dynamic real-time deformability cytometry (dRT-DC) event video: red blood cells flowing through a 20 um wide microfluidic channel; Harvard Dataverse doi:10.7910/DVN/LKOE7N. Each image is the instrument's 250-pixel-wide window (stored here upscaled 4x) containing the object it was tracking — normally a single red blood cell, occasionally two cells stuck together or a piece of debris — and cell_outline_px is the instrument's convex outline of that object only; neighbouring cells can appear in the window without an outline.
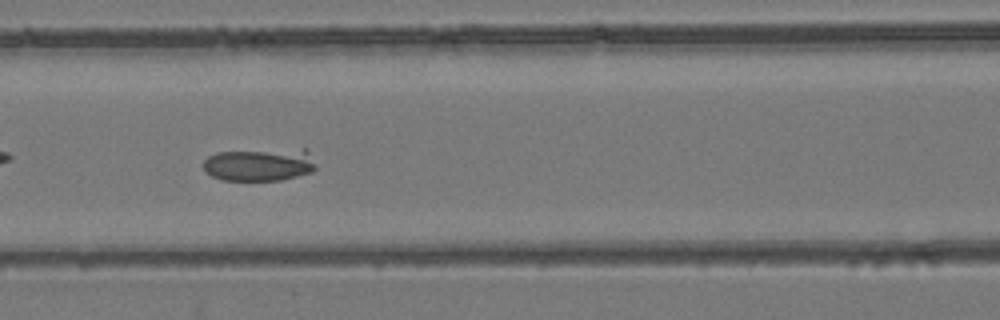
{"species": "common noctule bat (a hibernating species)", "species_latin": "Nyctalus noctula", "temperature_condition": "room temperature", "stored_images_in_passage": 56, "camera_frame_rate_fps": 3000, "um_per_image_px": 0.085, "animal": {"sex": "female", "body_mass_g": 24.6, "forearm_length_mm": 56.2}, "frame": {"image": 1, "passage_image": 25, "time_ms": 8.0, "image_size_px": [1000, 320], "cell_outline_px": [[316, 168], [312, 172], [280, 180], [220, 180], [212, 176], [204, 168], [204, 160], [208, 156], [216, 152], [304, 148], [308, 148], [316, 164]], "centroid_in_image_um": [22.11, 13.97], "position_along_channel_um": 144.5, "area_um2": 21.73}}
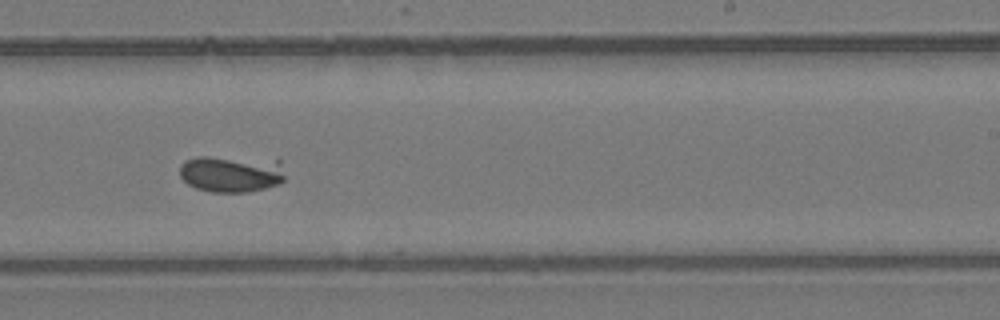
{"frame": {"image": 2, "passage_image": 35, "time_ms": 11.333, "image_size_px": [1000, 320], "cell_outline_px": [[284, 180], [280, 184], [248, 192], [212, 192], [196, 188], [188, 184], [180, 176], [180, 164], [184, 160], [196, 156], [208, 156], [280, 160], [284, 176]], "centroid_in_image_um": [19.64, 14.76], "position_along_channel_um": 269.4, "area_um2": 22.83}}
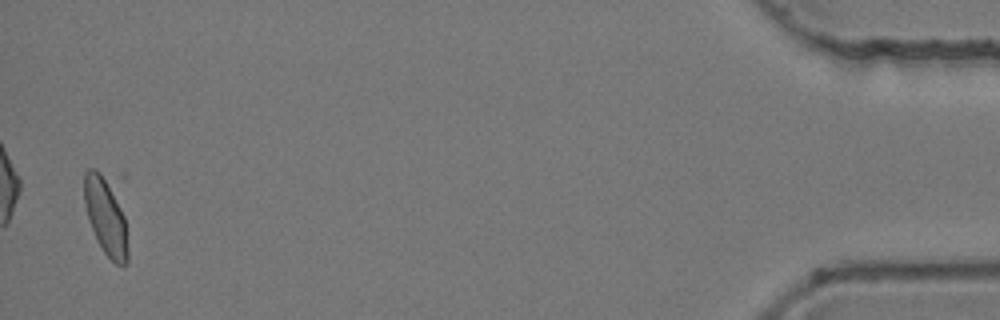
{"frame": {"image": 3, "passage_image": 55, "time_ms": 18.0, "image_size_px": [1000, 320], "cell_outline_px": [[128, 260], [124, 264], [116, 264], [104, 252], [88, 220], [84, 204], [84, 172], [88, 168], [96, 168], [124, 172], [128, 176]], "centroid_in_image_um": [9.22, 17.9], "position_along_channel_um": 426.0, "area_um2": 24.57}}